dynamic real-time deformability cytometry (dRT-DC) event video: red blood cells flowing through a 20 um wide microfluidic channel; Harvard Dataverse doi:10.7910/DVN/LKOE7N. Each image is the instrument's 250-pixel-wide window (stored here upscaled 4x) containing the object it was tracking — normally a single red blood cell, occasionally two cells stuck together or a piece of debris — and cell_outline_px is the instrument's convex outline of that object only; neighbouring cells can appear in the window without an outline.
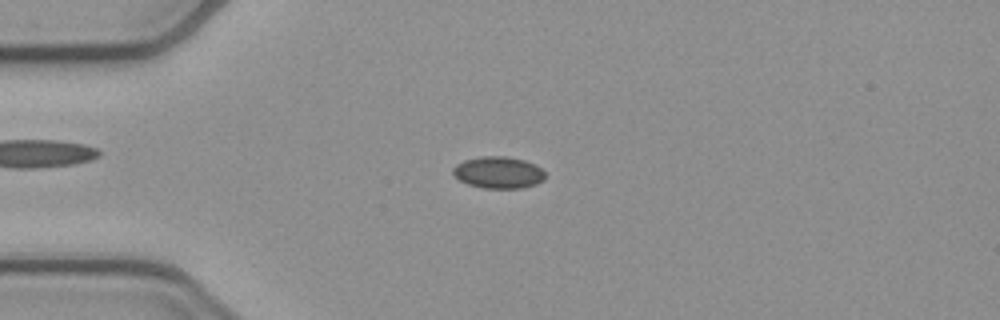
{"species": "common noctule bat (a hibernating species)", "species_latin": "Nyctalus noctula", "temperature_condition": "cold", "stored_images_in_passage": 53, "camera_frame_rate_fps": 3000, "um_per_image_px": 0.085, "animal": {"sex": "female", "body_mass_g": 21.9}, "frame": {"image": 1, "passage_image": 13, "time_ms": 4.0, "image_size_px": [1000, 320], "cell_outline_px": [[544, 180], [536, 184], [524, 188], [484, 188], [468, 184], [452, 176], [452, 168], [456, 164], [464, 160], [480, 156], [504, 156], [524, 160], [540, 168], [544, 172]], "centroid_in_image_um": [42.32, 14.66], "position_along_channel_um": 42.7, "area_um2": 17.11}}
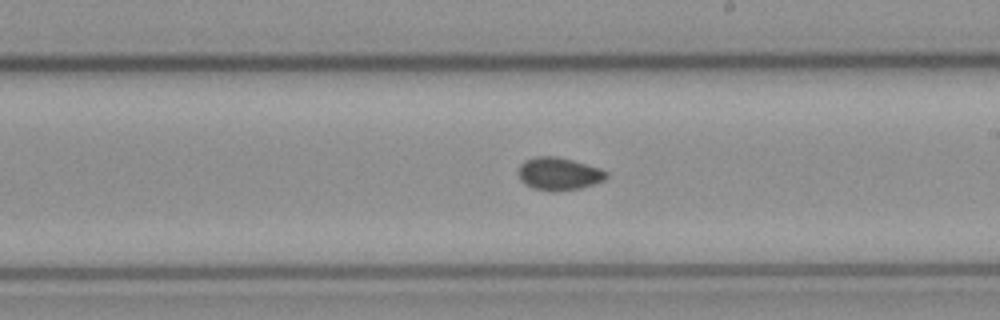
{"frame": {"image": 2, "passage_image": 30, "time_ms": 9.667, "image_size_px": [1000, 320], "cell_outline_px": [[608, 176], [604, 180], [580, 188], [552, 192], [532, 188], [524, 184], [520, 180], [516, 172], [520, 164], [524, 160], [536, 156], [556, 156], [572, 160], [600, 168], [608, 172]], "centroid_in_image_um": [47.45, 14.77], "position_along_channel_um": 241.6, "area_um2": 16.99}}
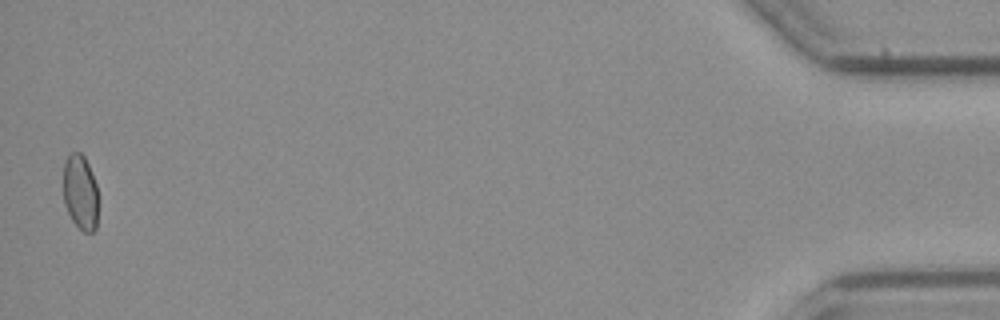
{"frame": {"image": 3, "passage_image": 52, "time_ms": 17.0, "image_size_px": [1000, 320], "cell_outline_px": [[96, 228], [92, 232], [84, 232], [72, 220], [64, 204], [64, 160], [68, 152], [80, 152], [84, 156], [88, 164], [96, 184]], "centroid_in_image_um": [6.8, 16.3], "position_along_channel_um": 428.4, "area_um2": 15.09}, "authors_computed_cell_mechanics": {"area_um2": 16.5886, "velocity_mm_per_s": 3.8834, "shape_relaxation_time_tau1_ms": null, "shape_relaxation_time_tau2_ms": 2.6968, "deformation_change_tau1": null, "deformation_change_tau2": 0.0444}}